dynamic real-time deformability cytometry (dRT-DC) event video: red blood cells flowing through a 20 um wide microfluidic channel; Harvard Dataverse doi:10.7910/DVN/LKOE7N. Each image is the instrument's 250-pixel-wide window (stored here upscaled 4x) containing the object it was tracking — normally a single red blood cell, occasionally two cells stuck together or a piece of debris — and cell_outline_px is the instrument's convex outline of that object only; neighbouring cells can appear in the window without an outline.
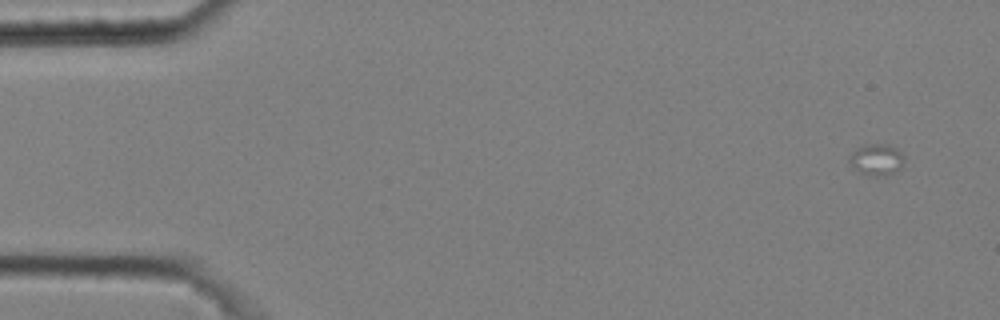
{"species": "common noctule bat (a hibernating species)", "species_latin": "Nyctalus noctula", "temperature_condition": "cold", "stored_images_in_passage": 5, "camera_frame_rate_fps": 3000, "um_per_image_px": 0.085, "animal": {"sex": "male", "body_mass_g": 20.4}, "frame": {"image": 1, "passage_image": 1, "time_ms": 0.0, "image_size_px": [1000, 320], "cell_outline_px": [[904, 160], [900, 168], [896, 172], [888, 176], [872, 176], [860, 172], [848, 160], [852, 152], [856, 148], [864, 144], [888, 144], [896, 148], [904, 156]], "centroid_in_image_um": [74.53, 13.56], "position_along_channel_um": 10.5, "area_um2": 10.06}}